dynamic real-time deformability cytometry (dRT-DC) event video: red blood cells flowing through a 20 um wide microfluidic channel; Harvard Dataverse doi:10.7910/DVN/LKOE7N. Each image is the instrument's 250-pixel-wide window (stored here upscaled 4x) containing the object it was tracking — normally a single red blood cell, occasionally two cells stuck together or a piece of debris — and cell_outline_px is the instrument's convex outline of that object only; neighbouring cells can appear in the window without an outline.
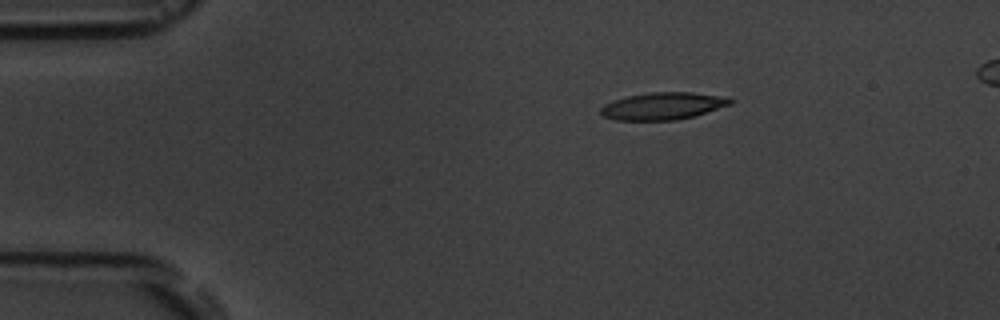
{"species": "common noctule bat (a hibernating species)", "species_latin": "Nyctalus noctula", "temperature_condition": "room temperature", "stored_images_in_passage": 3, "segment_of_instrument_passage": [1, 2], "camera_frame_rate_fps": 3000, "um_per_image_px": 0.085, "animal": {"sex": "male", "body_mass_g": 19.5, "forearm_length_mm": 54.6}, "frame": {"image": 1, "passage_image": 1, "time_ms": 0.0, "image_size_px": [1000, 320], "cell_outline_px": [[736, 100], [732, 104], [692, 116], [676, 120], [616, 120], [600, 116], [600, 108], [604, 104], [612, 100], [628, 96], [652, 92], [692, 92], [728, 96]], "centroid_in_image_um": [56.36, 9.0], "position_along_channel_um": 28.6, "area_um2": 20.75}}